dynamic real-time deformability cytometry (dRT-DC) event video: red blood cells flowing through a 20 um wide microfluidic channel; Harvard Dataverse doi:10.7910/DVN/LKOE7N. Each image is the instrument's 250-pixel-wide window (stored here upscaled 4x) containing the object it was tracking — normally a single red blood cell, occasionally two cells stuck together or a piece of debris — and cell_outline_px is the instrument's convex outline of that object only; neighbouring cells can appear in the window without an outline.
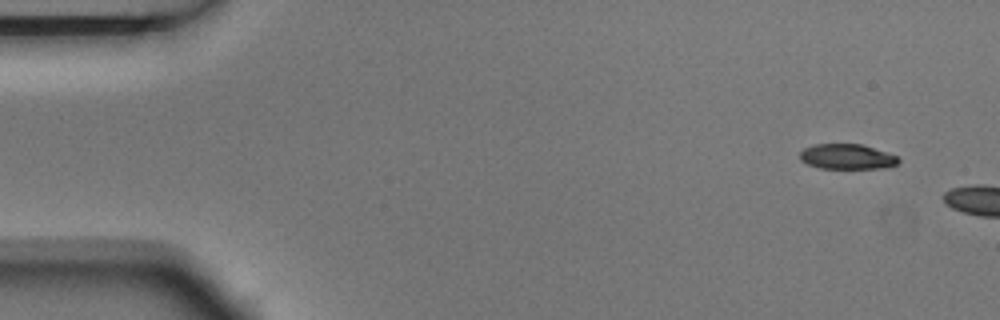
{"species": "Egyptian fruit bat (a non-hibernating species)", "species_latin": "Rousettus aegyptiacus", "temperature_condition": "room temperature", "stored_images_in_passage": 2, "camera_frame_rate_fps": 3000, "um_per_image_px": 0.085, "animal": {"sex": "male"}, "frame": {"image": 1, "passage_image": 1, "time_ms": 0.0, "image_size_px": [1000, 320], "cell_outline_px": [[900, 160], [896, 164], [884, 168], [820, 168], [808, 164], [800, 160], [800, 152], [804, 148], [812, 144], [860, 144], [896, 156]], "centroid_in_image_um": [71.94, 13.31], "position_along_channel_um": 13.1, "area_um2": 14.22}}